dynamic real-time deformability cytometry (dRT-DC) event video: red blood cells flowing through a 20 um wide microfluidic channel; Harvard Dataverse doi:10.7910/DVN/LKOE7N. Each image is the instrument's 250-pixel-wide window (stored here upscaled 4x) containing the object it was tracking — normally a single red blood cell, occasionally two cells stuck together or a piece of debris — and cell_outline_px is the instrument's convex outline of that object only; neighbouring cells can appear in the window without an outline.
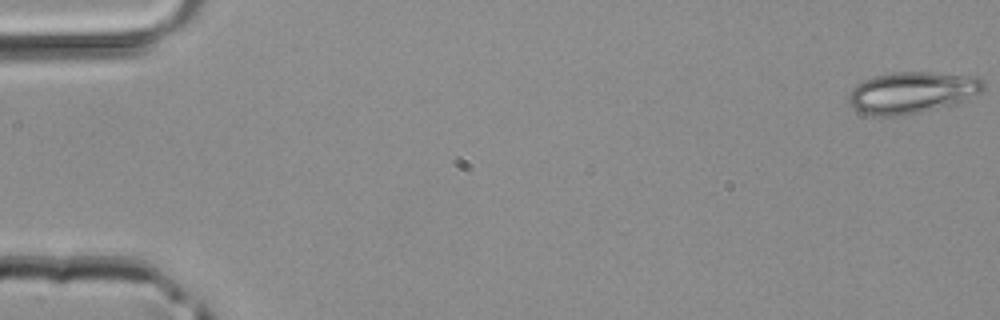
{"species": "common noctule bat (a hibernating species)", "species_latin": "Nyctalus noctula", "temperature_condition": "room temperature", "stored_images_in_passage": 5, "segment_of_instrument_passage": [2, 2], "camera_frame_rate_fps": 3000, "um_per_image_px": 0.085, "animal": {"sex": "male", "body_mass_g": 20.4}, "frame": {"image": 1, "passage_image": 5, "time_ms": 1.333, "image_size_px": [1000, 320], "cell_outline_px": [[984, 92], [956, 104], [896, 116], [876, 116], [860, 112], [852, 108], [848, 100], [848, 92], [856, 84], [864, 80], [876, 76], [896, 72], [928, 72], [980, 76], [984, 84]], "centroid_in_image_um": [77.54, 7.86], "position_along_channel_um": 7.5, "area_um2": 32.77}}